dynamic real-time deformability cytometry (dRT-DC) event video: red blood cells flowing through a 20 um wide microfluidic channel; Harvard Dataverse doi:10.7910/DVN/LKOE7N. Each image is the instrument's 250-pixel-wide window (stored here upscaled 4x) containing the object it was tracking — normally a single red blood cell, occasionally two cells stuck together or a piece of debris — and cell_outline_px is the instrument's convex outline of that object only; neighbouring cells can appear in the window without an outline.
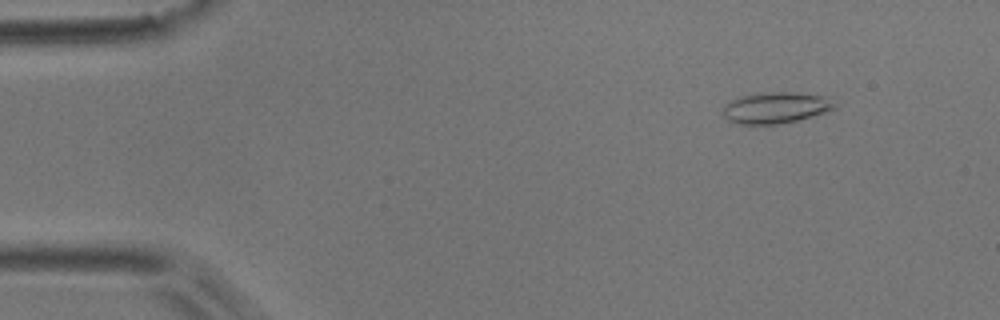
{"species": "common noctule bat (a hibernating species)", "species_latin": "Nyctalus noctula", "temperature_condition": "room temperature", "stored_images_in_passage": 52, "camera_frame_rate_fps": 3000, "um_per_image_px": 0.085, "animal": {"sex": "male", "body_mass_g": 17.9}, "frame": {"image": 1, "passage_image": 6, "time_ms": 1.667, "image_size_px": [1000, 320], "cell_outline_px": [[836, 108], [800, 120], [780, 124], [740, 124], [728, 120], [724, 116], [724, 104], [740, 96], [768, 92], [792, 92], [824, 96], [836, 104]], "centroid_in_image_um": [65.93, 9.16], "position_along_channel_um": 19.1, "area_um2": 20.17}}
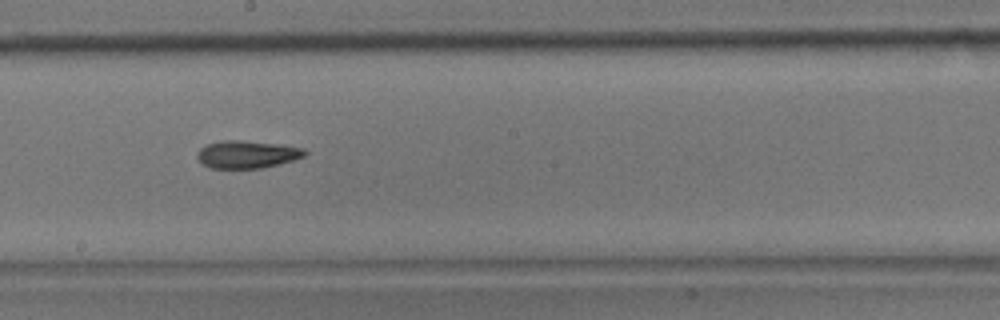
{"frame": {"image": 2, "passage_image": 29, "time_ms": 9.333, "image_size_px": [1000, 320], "cell_outline_px": [[308, 152], [304, 156], [280, 164], [264, 168], [212, 168], [204, 164], [196, 156], [200, 148], [204, 144], [224, 140], [240, 140], [284, 144], [304, 148]], "centroid_in_image_um": [21.03, 13.11], "position_along_channel_um": 227.2, "area_um2": 17.46}}
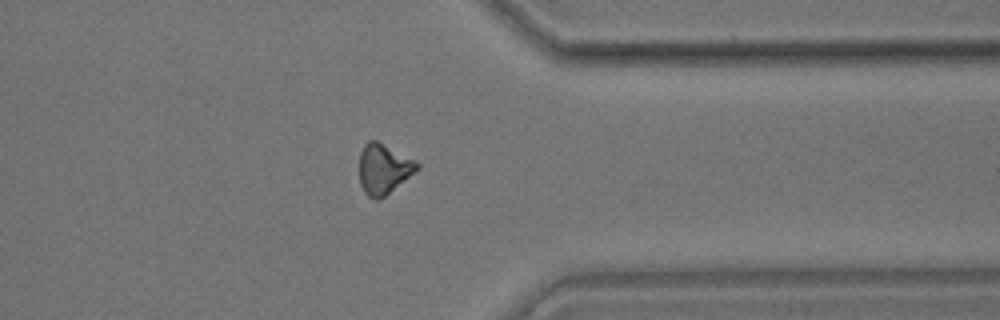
{"frame": {"image": 3, "passage_image": 41, "time_ms": 13.333, "image_size_px": [1000, 320], "cell_outline_px": [[420, 168], [380, 200], [372, 200], [364, 192], [360, 184], [360, 152], [364, 144], [368, 140], [376, 140], [416, 160], [420, 164]], "centroid_in_image_um": [32.61, 14.37], "position_along_channel_um": 378.8, "area_um2": 16.99}, "authors_computed_cell_mechanics": {"area_um2": 17.0221, "velocity_mm_per_s": 3.9603, "shape_relaxation_time_tau1_ms": null, "shape_relaxation_time_tau2_ms": 4.835, "deformation_change_tau1": null, "deformation_change_tau2": 0.1505}}